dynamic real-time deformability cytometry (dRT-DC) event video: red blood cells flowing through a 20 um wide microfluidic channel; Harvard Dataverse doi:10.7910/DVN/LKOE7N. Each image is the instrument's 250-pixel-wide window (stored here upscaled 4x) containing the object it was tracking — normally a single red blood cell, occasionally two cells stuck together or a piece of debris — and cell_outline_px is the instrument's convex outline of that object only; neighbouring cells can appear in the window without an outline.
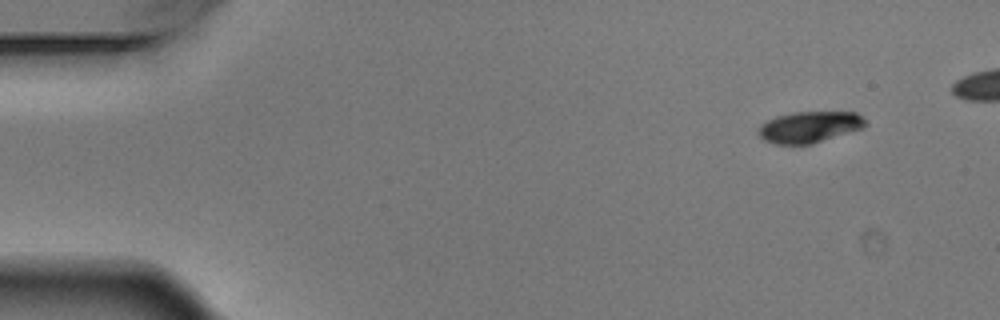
{"species": "Egyptian fruit bat (a non-hibernating species)", "species_latin": "Rousettus aegyptiacus", "temperature_condition": "warm", "stored_images_in_passage": 5, "camera_frame_rate_fps": 3000, "um_per_image_px": 0.085, "animal": {"sex": "male"}, "frame": {"image": 1, "passage_image": 1, "time_ms": 0.0, "image_size_px": [1000, 320], "cell_outline_px": [[868, 124], [864, 128], [812, 144], [776, 144], [764, 140], [760, 136], [760, 124], [776, 116], [792, 112], [856, 112]], "centroid_in_image_um": [68.83, 10.79], "position_along_channel_um": 16.2, "area_um2": 19.42}}